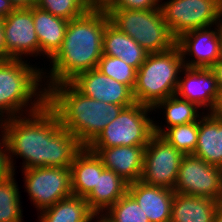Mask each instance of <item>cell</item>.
Wrapping results in <instances>:
<instances>
[{
  "instance_id": "cell-1",
  "label": "cell",
  "mask_w": 222,
  "mask_h": 222,
  "mask_svg": "<svg viewBox=\"0 0 222 222\" xmlns=\"http://www.w3.org/2000/svg\"><path fill=\"white\" fill-rule=\"evenodd\" d=\"M0 133L6 142L13 172L17 167L14 157L22 158V170L70 168L74 157L84 147L61 126L58 116L47 104L34 113L5 119Z\"/></svg>"
},
{
  "instance_id": "cell-2",
  "label": "cell",
  "mask_w": 222,
  "mask_h": 222,
  "mask_svg": "<svg viewBox=\"0 0 222 222\" xmlns=\"http://www.w3.org/2000/svg\"><path fill=\"white\" fill-rule=\"evenodd\" d=\"M109 22L106 11L90 10L68 22L62 45L49 60L50 70L42 67L46 90L51 85L69 82L78 73L97 68L103 55V36Z\"/></svg>"
},
{
  "instance_id": "cell-3",
  "label": "cell",
  "mask_w": 222,
  "mask_h": 222,
  "mask_svg": "<svg viewBox=\"0 0 222 222\" xmlns=\"http://www.w3.org/2000/svg\"><path fill=\"white\" fill-rule=\"evenodd\" d=\"M46 104L58 116L61 126L83 146H88L127 107L85 96L70 82L51 85L47 89Z\"/></svg>"
},
{
  "instance_id": "cell-4",
  "label": "cell",
  "mask_w": 222,
  "mask_h": 222,
  "mask_svg": "<svg viewBox=\"0 0 222 222\" xmlns=\"http://www.w3.org/2000/svg\"><path fill=\"white\" fill-rule=\"evenodd\" d=\"M39 67L27 59L0 61V117L3 120L34 113L46 104L47 90Z\"/></svg>"
},
{
  "instance_id": "cell-5",
  "label": "cell",
  "mask_w": 222,
  "mask_h": 222,
  "mask_svg": "<svg viewBox=\"0 0 222 222\" xmlns=\"http://www.w3.org/2000/svg\"><path fill=\"white\" fill-rule=\"evenodd\" d=\"M183 68L177 45L164 52L148 54L136 73L135 101L153 108L158 102L175 95Z\"/></svg>"
},
{
  "instance_id": "cell-6",
  "label": "cell",
  "mask_w": 222,
  "mask_h": 222,
  "mask_svg": "<svg viewBox=\"0 0 222 222\" xmlns=\"http://www.w3.org/2000/svg\"><path fill=\"white\" fill-rule=\"evenodd\" d=\"M110 22L132 37L146 52L159 53L176 45L161 8L150 10L106 9Z\"/></svg>"
},
{
  "instance_id": "cell-7",
  "label": "cell",
  "mask_w": 222,
  "mask_h": 222,
  "mask_svg": "<svg viewBox=\"0 0 222 222\" xmlns=\"http://www.w3.org/2000/svg\"><path fill=\"white\" fill-rule=\"evenodd\" d=\"M151 107L138 102L124 107L87 147L147 145L154 135Z\"/></svg>"
},
{
  "instance_id": "cell-8",
  "label": "cell",
  "mask_w": 222,
  "mask_h": 222,
  "mask_svg": "<svg viewBox=\"0 0 222 222\" xmlns=\"http://www.w3.org/2000/svg\"><path fill=\"white\" fill-rule=\"evenodd\" d=\"M161 0L164 21L177 39L181 34L217 25L221 18V0Z\"/></svg>"
},
{
  "instance_id": "cell-9",
  "label": "cell",
  "mask_w": 222,
  "mask_h": 222,
  "mask_svg": "<svg viewBox=\"0 0 222 222\" xmlns=\"http://www.w3.org/2000/svg\"><path fill=\"white\" fill-rule=\"evenodd\" d=\"M24 187L37 212L72 196L70 168L36 167L23 169Z\"/></svg>"
},
{
  "instance_id": "cell-10",
  "label": "cell",
  "mask_w": 222,
  "mask_h": 222,
  "mask_svg": "<svg viewBox=\"0 0 222 222\" xmlns=\"http://www.w3.org/2000/svg\"><path fill=\"white\" fill-rule=\"evenodd\" d=\"M174 192L222 202V168L193 154L184 155Z\"/></svg>"
},
{
  "instance_id": "cell-11",
  "label": "cell",
  "mask_w": 222,
  "mask_h": 222,
  "mask_svg": "<svg viewBox=\"0 0 222 222\" xmlns=\"http://www.w3.org/2000/svg\"><path fill=\"white\" fill-rule=\"evenodd\" d=\"M184 154L160 135L154 134L145 147L140 181L174 190Z\"/></svg>"
},
{
  "instance_id": "cell-12",
  "label": "cell",
  "mask_w": 222,
  "mask_h": 222,
  "mask_svg": "<svg viewBox=\"0 0 222 222\" xmlns=\"http://www.w3.org/2000/svg\"><path fill=\"white\" fill-rule=\"evenodd\" d=\"M2 24L6 60L40 57V44L33 22V7L16 8L2 19Z\"/></svg>"
},
{
  "instance_id": "cell-13",
  "label": "cell",
  "mask_w": 222,
  "mask_h": 222,
  "mask_svg": "<svg viewBox=\"0 0 222 222\" xmlns=\"http://www.w3.org/2000/svg\"><path fill=\"white\" fill-rule=\"evenodd\" d=\"M176 45L184 67L210 68L220 59L218 25L187 31L176 39Z\"/></svg>"
},
{
  "instance_id": "cell-14",
  "label": "cell",
  "mask_w": 222,
  "mask_h": 222,
  "mask_svg": "<svg viewBox=\"0 0 222 222\" xmlns=\"http://www.w3.org/2000/svg\"><path fill=\"white\" fill-rule=\"evenodd\" d=\"M69 82L85 96L98 101L121 106L136 102L130 87L106 76L97 68L78 73Z\"/></svg>"
},
{
  "instance_id": "cell-15",
  "label": "cell",
  "mask_w": 222,
  "mask_h": 222,
  "mask_svg": "<svg viewBox=\"0 0 222 222\" xmlns=\"http://www.w3.org/2000/svg\"><path fill=\"white\" fill-rule=\"evenodd\" d=\"M180 74L175 95L208 113L214 105L219 89L211 70L184 67Z\"/></svg>"
},
{
  "instance_id": "cell-16",
  "label": "cell",
  "mask_w": 222,
  "mask_h": 222,
  "mask_svg": "<svg viewBox=\"0 0 222 222\" xmlns=\"http://www.w3.org/2000/svg\"><path fill=\"white\" fill-rule=\"evenodd\" d=\"M146 145L88 147L103 162L105 169L114 171L127 183L140 181Z\"/></svg>"
},
{
  "instance_id": "cell-17",
  "label": "cell",
  "mask_w": 222,
  "mask_h": 222,
  "mask_svg": "<svg viewBox=\"0 0 222 222\" xmlns=\"http://www.w3.org/2000/svg\"><path fill=\"white\" fill-rule=\"evenodd\" d=\"M128 193L150 222H170L174 190L136 181L128 184Z\"/></svg>"
},
{
  "instance_id": "cell-18",
  "label": "cell",
  "mask_w": 222,
  "mask_h": 222,
  "mask_svg": "<svg viewBox=\"0 0 222 222\" xmlns=\"http://www.w3.org/2000/svg\"><path fill=\"white\" fill-rule=\"evenodd\" d=\"M105 169L100 157L84 146L74 157L70 167L71 191L86 198L97 185L98 174Z\"/></svg>"
},
{
  "instance_id": "cell-19",
  "label": "cell",
  "mask_w": 222,
  "mask_h": 222,
  "mask_svg": "<svg viewBox=\"0 0 222 222\" xmlns=\"http://www.w3.org/2000/svg\"><path fill=\"white\" fill-rule=\"evenodd\" d=\"M33 22L40 44V57L49 61L60 49L69 21L33 6Z\"/></svg>"
},
{
  "instance_id": "cell-20",
  "label": "cell",
  "mask_w": 222,
  "mask_h": 222,
  "mask_svg": "<svg viewBox=\"0 0 222 222\" xmlns=\"http://www.w3.org/2000/svg\"><path fill=\"white\" fill-rule=\"evenodd\" d=\"M193 155L222 168V119L203 113L198 119L197 146Z\"/></svg>"
},
{
  "instance_id": "cell-21",
  "label": "cell",
  "mask_w": 222,
  "mask_h": 222,
  "mask_svg": "<svg viewBox=\"0 0 222 222\" xmlns=\"http://www.w3.org/2000/svg\"><path fill=\"white\" fill-rule=\"evenodd\" d=\"M103 54L120 58L136 70L146 60V52L132 37L121 32L111 22L106 25L103 36Z\"/></svg>"
},
{
  "instance_id": "cell-22",
  "label": "cell",
  "mask_w": 222,
  "mask_h": 222,
  "mask_svg": "<svg viewBox=\"0 0 222 222\" xmlns=\"http://www.w3.org/2000/svg\"><path fill=\"white\" fill-rule=\"evenodd\" d=\"M128 184L114 171L104 169L101 174H98L97 185L85 198L90 210L94 214L105 213L128 192Z\"/></svg>"
},
{
  "instance_id": "cell-23",
  "label": "cell",
  "mask_w": 222,
  "mask_h": 222,
  "mask_svg": "<svg viewBox=\"0 0 222 222\" xmlns=\"http://www.w3.org/2000/svg\"><path fill=\"white\" fill-rule=\"evenodd\" d=\"M220 203L210 198L175 192L170 222H214V215Z\"/></svg>"
},
{
  "instance_id": "cell-24",
  "label": "cell",
  "mask_w": 222,
  "mask_h": 222,
  "mask_svg": "<svg viewBox=\"0 0 222 222\" xmlns=\"http://www.w3.org/2000/svg\"><path fill=\"white\" fill-rule=\"evenodd\" d=\"M152 110L158 113L160 110L164 111L162 114H164L166 124L162 126L161 123L154 121V134L157 135H161L172 126L196 122L204 113L201 111L199 113L201 109L194 103L180 99L176 95L158 102Z\"/></svg>"
},
{
  "instance_id": "cell-25",
  "label": "cell",
  "mask_w": 222,
  "mask_h": 222,
  "mask_svg": "<svg viewBox=\"0 0 222 222\" xmlns=\"http://www.w3.org/2000/svg\"><path fill=\"white\" fill-rule=\"evenodd\" d=\"M39 222H95L94 213L83 197L70 196L38 212ZM93 220V221H92Z\"/></svg>"
},
{
  "instance_id": "cell-26",
  "label": "cell",
  "mask_w": 222,
  "mask_h": 222,
  "mask_svg": "<svg viewBox=\"0 0 222 222\" xmlns=\"http://www.w3.org/2000/svg\"><path fill=\"white\" fill-rule=\"evenodd\" d=\"M15 173L0 181V222H23L22 198Z\"/></svg>"
},
{
  "instance_id": "cell-27",
  "label": "cell",
  "mask_w": 222,
  "mask_h": 222,
  "mask_svg": "<svg viewBox=\"0 0 222 222\" xmlns=\"http://www.w3.org/2000/svg\"><path fill=\"white\" fill-rule=\"evenodd\" d=\"M160 136L184 155L193 154L197 146L198 120L167 128Z\"/></svg>"
},
{
  "instance_id": "cell-28",
  "label": "cell",
  "mask_w": 222,
  "mask_h": 222,
  "mask_svg": "<svg viewBox=\"0 0 222 222\" xmlns=\"http://www.w3.org/2000/svg\"><path fill=\"white\" fill-rule=\"evenodd\" d=\"M105 214L113 222H150L137 201L127 192Z\"/></svg>"
},
{
  "instance_id": "cell-29",
  "label": "cell",
  "mask_w": 222,
  "mask_h": 222,
  "mask_svg": "<svg viewBox=\"0 0 222 222\" xmlns=\"http://www.w3.org/2000/svg\"><path fill=\"white\" fill-rule=\"evenodd\" d=\"M97 69L106 76L125 84L132 90L134 89L137 70L120 58L103 54L98 62Z\"/></svg>"
},
{
  "instance_id": "cell-30",
  "label": "cell",
  "mask_w": 222,
  "mask_h": 222,
  "mask_svg": "<svg viewBox=\"0 0 222 222\" xmlns=\"http://www.w3.org/2000/svg\"><path fill=\"white\" fill-rule=\"evenodd\" d=\"M36 6L67 21L79 18L89 11L81 0H37Z\"/></svg>"
},
{
  "instance_id": "cell-31",
  "label": "cell",
  "mask_w": 222,
  "mask_h": 222,
  "mask_svg": "<svg viewBox=\"0 0 222 222\" xmlns=\"http://www.w3.org/2000/svg\"><path fill=\"white\" fill-rule=\"evenodd\" d=\"M161 6V0H112L107 9L150 10Z\"/></svg>"
},
{
  "instance_id": "cell-32",
  "label": "cell",
  "mask_w": 222,
  "mask_h": 222,
  "mask_svg": "<svg viewBox=\"0 0 222 222\" xmlns=\"http://www.w3.org/2000/svg\"><path fill=\"white\" fill-rule=\"evenodd\" d=\"M13 173L7 153L6 142L0 133V181Z\"/></svg>"
},
{
  "instance_id": "cell-33",
  "label": "cell",
  "mask_w": 222,
  "mask_h": 222,
  "mask_svg": "<svg viewBox=\"0 0 222 222\" xmlns=\"http://www.w3.org/2000/svg\"><path fill=\"white\" fill-rule=\"evenodd\" d=\"M81 2L90 11H105L111 5L112 0H81Z\"/></svg>"
},
{
  "instance_id": "cell-34",
  "label": "cell",
  "mask_w": 222,
  "mask_h": 222,
  "mask_svg": "<svg viewBox=\"0 0 222 222\" xmlns=\"http://www.w3.org/2000/svg\"><path fill=\"white\" fill-rule=\"evenodd\" d=\"M208 113L211 116L222 119V88L218 89L214 105Z\"/></svg>"
},
{
  "instance_id": "cell-35",
  "label": "cell",
  "mask_w": 222,
  "mask_h": 222,
  "mask_svg": "<svg viewBox=\"0 0 222 222\" xmlns=\"http://www.w3.org/2000/svg\"><path fill=\"white\" fill-rule=\"evenodd\" d=\"M216 79V83L219 89L222 88V58L217 60L210 68H209Z\"/></svg>"
},
{
  "instance_id": "cell-36",
  "label": "cell",
  "mask_w": 222,
  "mask_h": 222,
  "mask_svg": "<svg viewBox=\"0 0 222 222\" xmlns=\"http://www.w3.org/2000/svg\"><path fill=\"white\" fill-rule=\"evenodd\" d=\"M15 6L10 0H0V19L5 18L15 10Z\"/></svg>"
},
{
  "instance_id": "cell-37",
  "label": "cell",
  "mask_w": 222,
  "mask_h": 222,
  "mask_svg": "<svg viewBox=\"0 0 222 222\" xmlns=\"http://www.w3.org/2000/svg\"><path fill=\"white\" fill-rule=\"evenodd\" d=\"M15 8H30L36 6L37 0H10Z\"/></svg>"
},
{
  "instance_id": "cell-38",
  "label": "cell",
  "mask_w": 222,
  "mask_h": 222,
  "mask_svg": "<svg viewBox=\"0 0 222 222\" xmlns=\"http://www.w3.org/2000/svg\"><path fill=\"white\" fill-rule=\"evenodd\" d=\"M3 60H6V47L4 44L2 19H0V61Z\"/></svg>"
},
{
  "instance_id": "cell-39",
  "label": "cell",
  "mask_w": 222,
  "mask_h": 222,
  "mask_svg": "<svg viewBox=\"0 0 222 222\" xmlns=\"http://www.w3.org/2000/svg\"><path fill=\"white\" fill-rule=\"evenodd\" d=\"M94 219L96 222H113L105 213L94 214Z\"/></svg>"
},
{
  "instance_id": "cell-40",
  "label": "cell",
  "mask_w": 222,
  "mask_h": 222,
  "mask_svg": "<svg viewBox=\"0 0 222 222\" xmlns=\"http://www.w3.org/2000/svg\"><path fill=\"white\" fill-rule=\"evenodd\" d=\"M218 25V36H219V56L222 58V18L220 22L217 24Z\"/></svg>"
},
{
  "instance_id": "cell-41",
  "label": "cell",
  "mask_w": 222,
  "mask_h": 222,
  "mask_svg": "<svg viewBox=\"0 0 222 222\" xmlns=\"http://www.w3.org/2000/svg\"><path fill=\"white\" fill-rule=\"evenodd\" d=\"M214 222H222V202L217 207L214 215Z\"/></svg>"
},
{
  "instance_id": "cell-42",
  "label": "cell",
  "mask_w": 222,
  "mask_h": 222,
  "mask_svg": "<svg viewBox=\"0 0 222 222\" xmlns=\"http://www.w3.org/2000/svg\"><path fill=\"white\" fill-rule=\"evenodd\" d=\"M3 122L4 120L0 117V131H2Z\"/></svg>"
}]
</instances>
